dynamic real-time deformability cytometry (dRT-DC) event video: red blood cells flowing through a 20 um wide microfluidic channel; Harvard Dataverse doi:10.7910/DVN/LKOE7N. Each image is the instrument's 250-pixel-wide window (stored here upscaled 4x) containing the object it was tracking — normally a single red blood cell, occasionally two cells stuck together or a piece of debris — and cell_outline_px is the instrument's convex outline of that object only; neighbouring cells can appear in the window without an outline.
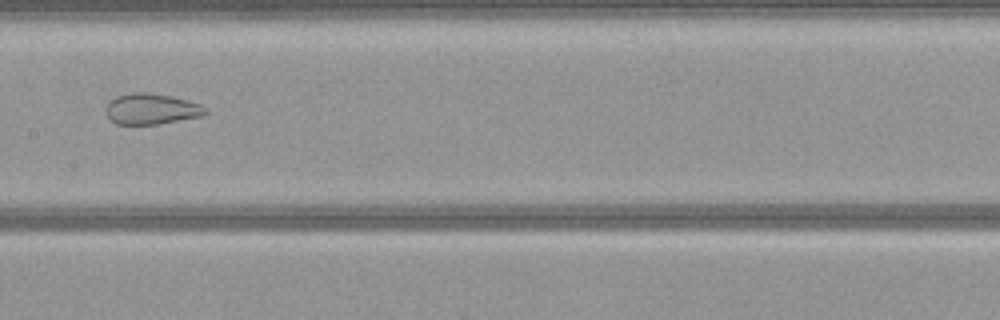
{"species": "common noctule bat (a hibernating species)", "species_latin": "Nyctalus noctula", "temperature_condition": "warm", "stored_images_in_passage": 49, "camera_frame_rate_fps": 3000, "um_per_image_px": 0.085, "animal": {"sex": "female", "body_mass_g": 21.9}, "frame": {"image": 1, "passage_image": 23, "time_ms": 7.333, "image_size_px": [1000, 320], "cell_outline_px": [[208, 112], [204, 116], [160, 124], [116, 124], [104, 112], [104, 108], [116, 96], [132, 92], [148, 92], [168, 96], [200, 104], [208, 108]], "centroid_in_image_um": [12.88, 9.27], "position_along_channel_um": 194.5, "area_um2": 17.92}}
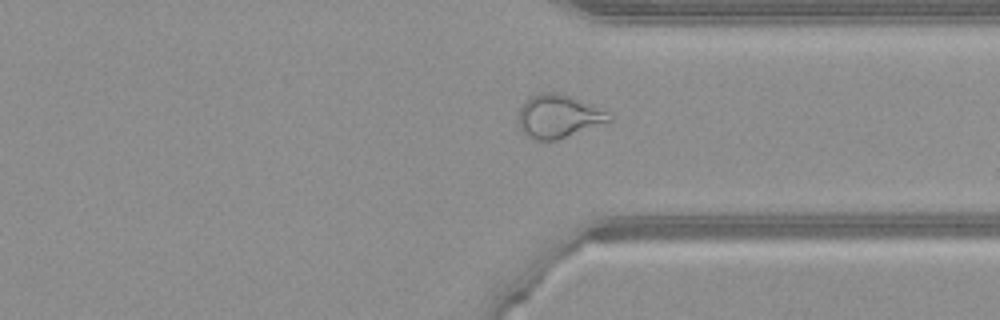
{"frame": {"image": 2, "passage_image": 36, "time_ms": 11.667, "image_size_px": [1000, 320], "cell_outline_px": [[612, 120], [556, 140], [532, 140], [520, 128], [520, 108], [524, 100], [540, 92], [556, 92], [568, 96], [612, 112]], "centroid_in_image_um": [47.48, 9.88], "position_along_channel_um": 363.9, "area_um2": 22.54}}
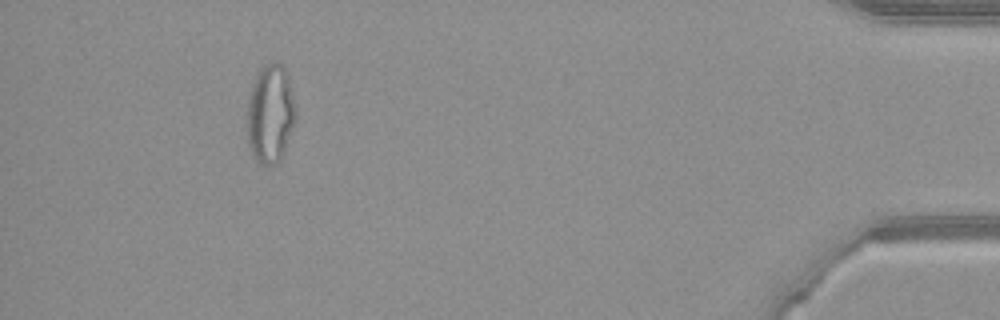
{"frame": {"image": 3, "passage_image": 45, "time_ms": 14.667, "image_size_px": [1000, 320], "cell_outline_px": [[296, 116], [284, 152], [280, 160], [276, 164], [264, 164], [256, 160], [252, 156], [248, 144], [248, 100], [252, 84], [256, 72], [260, 68], [268, 64], [280, 64], [288, 72], [296, 112]], "centroid_in_image_um": [22.98, 9.67], "position_along_channel_um": 412.2, "area_um2": 27.74}}